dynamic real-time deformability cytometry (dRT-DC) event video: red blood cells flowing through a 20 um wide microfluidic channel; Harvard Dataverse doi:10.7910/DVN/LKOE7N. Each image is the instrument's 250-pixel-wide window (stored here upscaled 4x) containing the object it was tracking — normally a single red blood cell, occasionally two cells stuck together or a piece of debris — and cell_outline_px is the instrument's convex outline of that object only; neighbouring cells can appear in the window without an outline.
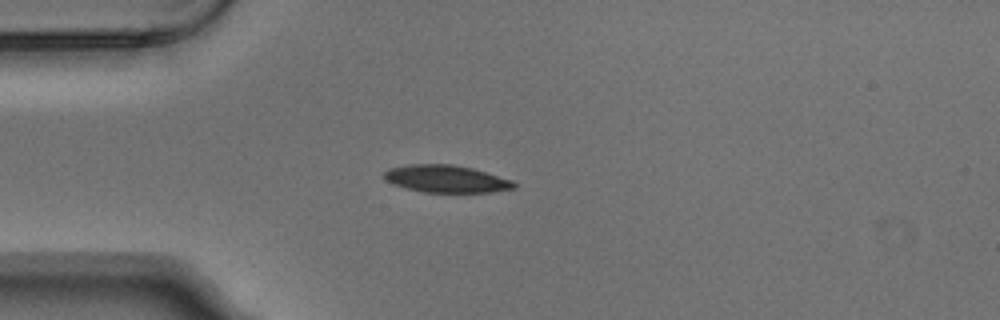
{"species": "Egyptian fruit bat (a non-hibernating species)", "species_latin": "Rousettus aegyptiacus", "temperature_condition": "warm", "stored_images_in_passage": 2, "camera_frame_rate_fps": 3000, "um_per_image_px": 0.085, "animal": {"sex": "male"}, "frame": {"image": 1, "passage_image": 1, "time_ms": 0.0, "image_size_px": [1000, 320], "cell_outline_px": [[516, 188], [492, 192], [420, 192], [384, 180], [384, 172], [388, 168], [408, 164], [452, 164], [472, 168], [512, 180], [516, 184]], "centroid_in_image_um": [37.92, 15.2], "position_along_channel_um": 47.1, "area_um2": 20.63}}